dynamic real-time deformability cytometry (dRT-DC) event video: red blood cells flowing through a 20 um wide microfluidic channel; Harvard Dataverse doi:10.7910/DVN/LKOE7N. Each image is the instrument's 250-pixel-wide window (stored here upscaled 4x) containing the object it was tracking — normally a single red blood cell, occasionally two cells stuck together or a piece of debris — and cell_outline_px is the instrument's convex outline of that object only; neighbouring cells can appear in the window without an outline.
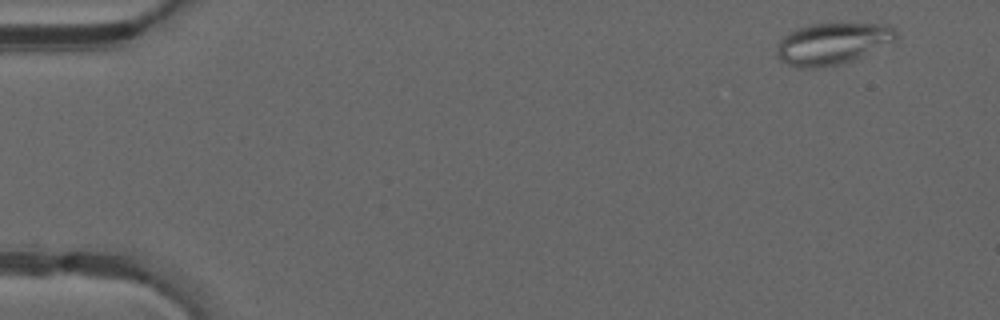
{"species": "common noctule bat (a hibernating species)", "species_latin": "Nyctalus noctula", "temperature_condition": "warm", "stored_images_in_passage": 49, "camera_frame_rate_fps": 3000, "um_per_image_px": 0.085, "animal": {"sex": "male", "forearm_length_mm": 52.5}, "frame": {"image": 1, "passage_image": 3, "time_ms": 0.667, "image_size_px": [1000, 320], "cell_outline_px": [[896, 40], [852, 60], [840, 64], [816, 68], [796, 68], [780, 60], [776, 56], [776, 44], [788, 32], [796, 28], [808, 24], [828, 20], [888, 24], [896, 28]], "centroid_in_image_um": [70.73, 3.64], "position_along_channel_um": 14.3, "area_um2": 30.11}}
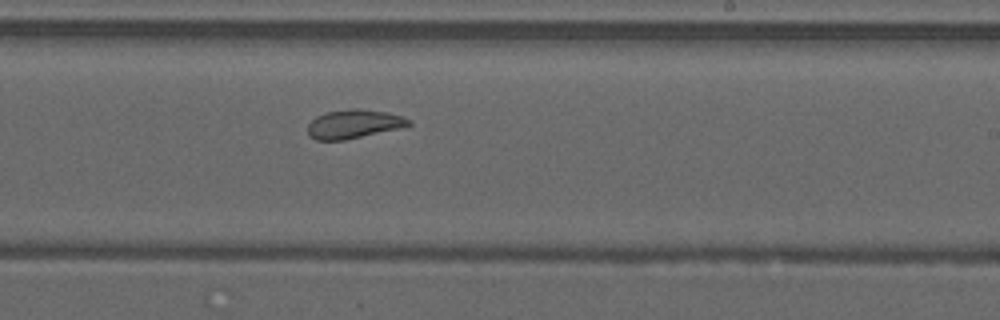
{"frame": {"image": 2, "passage_image": 30, "time_ms": 9.667, "image_size_px": [1000, 320], "cell_outline_px": [[412, 124], [404, 128], [344, 140], [316, 140], [308, 136], [308, 124], [316, 116], [324, 112], [352, 108], [356, 108], [388, 112], [404, 116], [412, 120]], "centroid_in_image_um": [30.12, 10.54], "position_along_channel_um": 258.9, "area_um2": 17.34}}
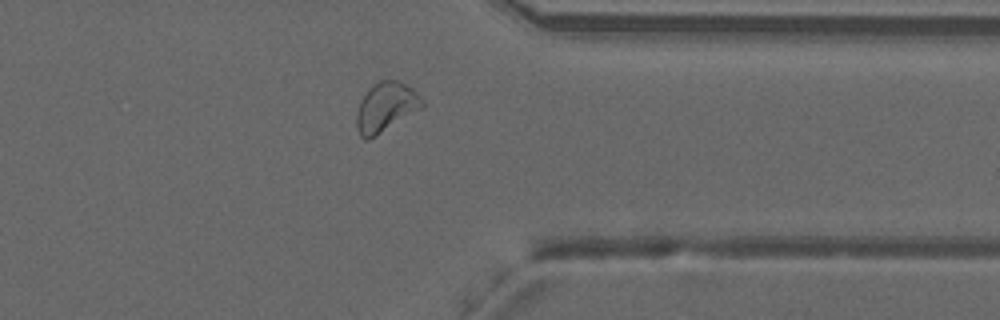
{"frame": {"image": 3, "passage_image": 39, "time_ms": 12.667, "image_size_px": [1000, 320], "cell_outline_px": [[424, 104], [420, 108], [368, 140], [364, 140], [360, 136], [356, 128], [356, 112], [360, 100], [364, 92], [372, 84], [380, 80], [396, 80], [412, 88], [424, 100]], "centroid_in_image_um": [32.73, 9.08], "position_along_channel_um": 378.7, "area_um2": 18.73}, "authors_computed_cell_mechanics": {"area_um2": 21.5016, "velocity_mm_per_s": 4.1578, "shape_relaxation_time_tau1_ms": null, "shape_relaxation_time_tau2_ms": 5.372, "deformation_change_tau1": null, "deformation_change_tau2": 0.1205}}